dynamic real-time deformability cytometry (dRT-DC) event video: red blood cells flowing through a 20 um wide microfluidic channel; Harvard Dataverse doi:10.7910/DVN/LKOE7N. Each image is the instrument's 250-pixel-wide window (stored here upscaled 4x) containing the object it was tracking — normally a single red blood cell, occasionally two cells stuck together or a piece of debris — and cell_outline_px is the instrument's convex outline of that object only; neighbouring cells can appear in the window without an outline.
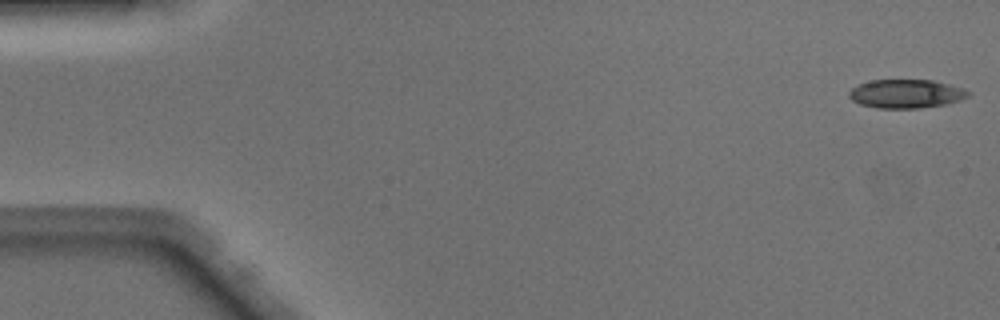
{"species": "Egyptian fruit bat (a non-hibernating species)", "species_latin": "Rousettus aegyptiacus", "temperature_condition": "warm", "stored_images_in_passage": 48, "camera_frame_rate_fps": 3000, "um_per_image_px": 0.085, "animal": {"sex": "male"}, "frame": {"image": 1, "passage_image": 1, "time_ms": 0.0, "image_size_px": [1000, 320], "cell_outline_px": [[972, 92], [968, 96], [960, 100], [944, 104], [920, 108], [876, 108], [860, 104], [852, 100], [848, 96], [848, 92], [856, 84], [872, 80], [932, 80], [964, 88]], "centroid_in_image_um": [77.0, 7.96], "position_along_channel_um": 8.0, "area_um2": 20.0}}
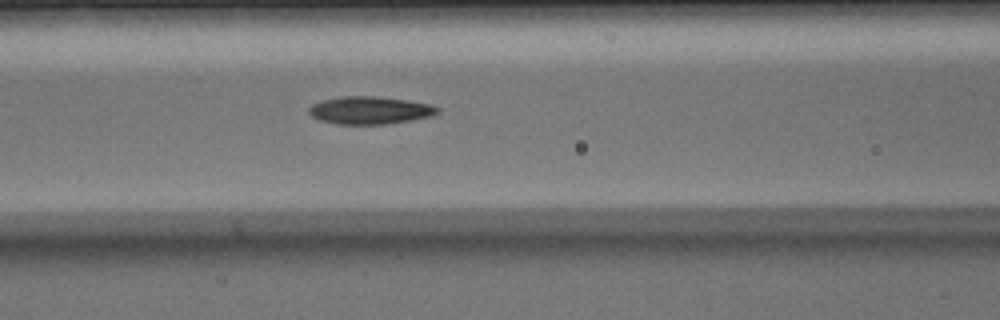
{"frame": {"image": 2, "passage_image": 20, "time_ms": 6.333, "image_size_px": [1000, 320], "cell_outline_px": [[440, 112], [432, 116], [384, 124], [336, 124], [320, 120], [312, 116], [308, 112], [308, 108], [312, 104], [324, 100], [344, 96], [376, 96], [404, 100], [428, 104], [440, 108]], "centroid_in_image_um": [31.42, 9.37], "position_along_channel_um": 135.2, "area_um2": 20.46}}
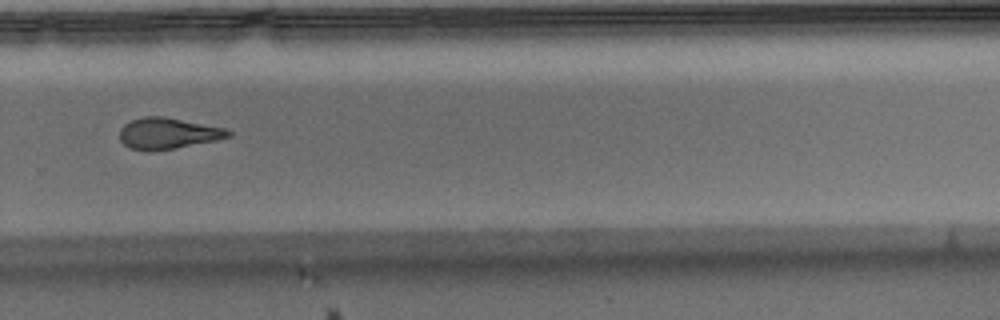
{"frame": {"image": 3, "passage_image": 33, "time_ms": 10.667, "image_size_px": [1000, 320], "cell_outline_px": [[232, 136], [216, 140], [176, 148], [148, 152], [128, 148], [120, 140], [120, 128], [124, 124], [132, 120], [144, 116], [164, 116], [224, 128], [232, 132]], "centroid_in_image_um": [14.24, 11.35], "position_along_channel_um": 315.6, "area_um2": 19.83}, "authors_computed_cell_mechanics": {"area_um2": 20.0277, "velocity_mm_per_s": 4.1658, "shape_relaxation_time_tau1_ms": null, "shape_relaxation_time_tau2_ms": 2.9325, "deformation_change_tau1": null, "deformation_change_tau2": 0.1212}}